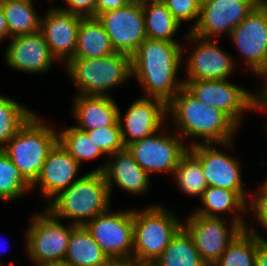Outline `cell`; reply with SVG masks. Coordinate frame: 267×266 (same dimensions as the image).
Listing matches in <instances>:
<instances>
[{
    "instance_id": "obj_1",
    "label": "cell",
    "mask_w": 267,
    "mask_h": 266,
    "mask_svg": "<svg viewBox=\"0 0 267 266\" xmlns=\"http://www.w3.org/2000/svg\"><path fill=\"white\" fill-rule=\"evenodd\" d=\"M179 45L146 38L131 56V75L137 76L149 95L146 97L168 104L183 87L184 81L175 80L182 57Z\"/></svg>"
},
{
    "instance_id": "obj_2",
    "label": "cell",
    "mask_w": 267,
    "mask_h": 266,
    "mask_svg": "<svg viewBox=\"0 0 267 266\" xmlns=\"http://www.w3.org/2000/svg\"><path fill=\"white\" fill-rule=\"evenodd\" d=\"M167 110H171L180 136L201 137L203 143L231 145L237 124L220 109L204 105L184 87L167 104Z\"/></svg>"
},
{
    "instance_id": "obj_3",
    "label": "cell",
    "mask_w": 267,
    "mask_h": 266,
    "mask_svg": "<svg viewBox=\"0 0 267 266\" xmlns=\"http://www.w3.org/2000/svg\"><path fill=\"white\" fill-rule=\"evenodd\" d=\"M109 197L104 173L91 171L54 197L47 210L58 220L74 218V225L82 226L86 224V218L91 221L100 213L109 210Z\"/></svg>"
},
{
    "instance_id": "obj_4",
    "label": "cell",
    "mask_w": 267,
    "mask_h": 266,
    "mask_svg": "<svg viewBox=\"0 0 267 266\" xmlns=\"http://www.w3.org/2000/svg\"><path fill=\"white\" fill-rule=\"evenodd\" d=\"M58 142L59 133L45 126L33 114L2 150L32 186L39 177L44 161Z\"/></svg>"
},
{
    "instance_id": "obj_5",
    "label": "cell",
    "mask_w": 267,
    "mask_h": 266,
    "mask_svg": "<svg viewBox=\"0 0 267 266\" xmlns=\"http://www.w3.org/2000/svg\"><path fill=\"white\" fill-rule=\"evenodd\" d=\"M182 224L159 206L142 212L133 210V258L142 266H151L170 243Z\"/></svg>"
},
{
    "instance_id": "obj_6",
    "label": "cell",
    "mask_w": 267,
    "mask_h": 266,
    "mask_svg": "<svg viewBox=\"0 0 267 266\" xmlns=\"http://www.w3.org/2000/svg\"><path fill=\"white\" fill-rule=\"evenodd\" d=\"M68 74L79 87V95L104 96L106 91L131 75V57L116 52L99 58H72Z\"/></svg>"
},
{
    "instance_id": "obj_7",
    "label": "cell",
    "mask_w": 267,
    "mask_h": 266,
    "mask_svg": "<svg viewBox=\"0 0 267 266\" xmlns=\"http://www.w3.org/2000/svg\"><path fill=\"white\" fill-rule=\"evenodd\" d=\"M243 221L241 216L235 215L229 231L220 217L192 214L182 227L191 236L203 261L213 266L236 236L247 228Z\"/></svg>"
},
{
    "instance_id": "obj_8",
    "label": "cell",
    "mask_w": 267,
    "mask_h": 266,
    "mask_svg": "<svg viewBox=\"0 0 267 266\" xmlns=\"http://www.w3.org/2000/svg\"><path fill=\"white\" fill-rule=\"evenodd\" d=\"M32 225L26 232L27 251L38 265L63 261L71 235L70 227L62 225L47 209L31 219Z\"/></svg>"
},
{
    "instance_id": "obj_9",
    "label": "cell",
    "mask_w": 267,
    "mask_h": 266,
    "mask_svg": "<svg viewBox=\"0 0 267 266\" xmlns=\"http://www.w3.org/2000/svg\"><path fill=\"white\" fill-rule=\"evenodd\" d=\"M183 87L204 105L226 113L236 124L240 122L241 111L257 109L262 96V93L253 96L227 80H185Z\"/></svg>"
},
{
    "instance_id": "obj_10",
    "label": "cell",
    "mask_w": 267,
    "mask_h": 266,
    "mask_svg": "<svg viewBox=\"0 0 267 266\" xmlns=\"http://www.w3.org/2000/svg\"><path fill=\"white\" fill-rule=\"evenodd\" d=\"M230 36L247 66L257 75L267 77V3L260 2Z\"/></svg>"
},
{
    "instance_id": "obj_11",
    "label": "cell",
    "mask_w": 267,
    "mask_h": 266,
    "mask_svg": "<svg viewBox=\"0 0 267 266\" xmlns=\"http://www.w3.org/2000/svg\"><path fill=\"white\" fill-rule=\"evenodd\" d=\"M97 20L105 29L115 52L132 56L147 38L142 5H129L104 12Z\"/></svg>"
},
{
    "instance_id": "obj_12",
    "label": "cell",
    "mask_w": 267,
    "mask_h": 266,
    "mask_svg": "<svg viewBox=\"0 0 267 266\" xmlns=\"http://www.w3.org/2000/svg\"><path fill=\"white\" fill-rule=\"evenodd\" d=\"M84 226L108 258L131 257L133 249V211L100 213Z\"/></svg>"
},
{
    "instance_id": "obj_13",
    "label": "cell",
    "mask_w": 267,
    "mask_h": 266,
    "mask_svg": "<svg viewBox=\"0 0 267 266\" xmlns=\"http://www.w3.org/2000/svg\"><path fill=\"white\" fill-rule=\"evenodd\" d=\"M260 2V0H206L201 3L198 22L190 32L205 39H211L212 36L227 31L230 34Z\"/></svg>"
},
{
    "instance_id": "obj_14",
    "label": "cell",
    "mask_w": 267,
    "mask_h": 266,
    "mask_svg": "<svg viewBox=\"0 0 267 266\" xmlns=\"http://www.w3.org/2000/svg\"><path fill=\"white\" fill-rule=\"evenodd\" d=\"M180 137L155 135L145 137L127 146L134 161L148 174L153 171L174 172L181 157L189 150Z\"/></svg>"
},
{
    "instance_id": "obj_15",
    "label": "cell",
    "mask_w": 267,
    "mask_h": 266,
    "mask_svg": "<svg viewBox=\"0 0 267 266\" xmlns=\"http://www.w3.org/2000/svg\"><path fill=\"white\" fill-rule=\"evenodd\" d=\"M191 145L189 150L200 160L207 185L235 191L246 202L239 163L214 149L212 143L194 142Z\"/></svg>"
},
{
    "instance_id": "obj_16",
    "label": "cell",
    "mask_w": 267,
    "mask_h": 266,
    "mask_svg": "<svg viewBox=\"0 0 267 266\" xmlns=\"http://www.w3.org/2000/svg\"><path fill=\"white\" fill-rule=\"evenodd\" d=\"M153 100L150 97H142L132 103L124 116V126L118 111V122L125 147L158 132L163 125L168 112L167 104L157 98Z\"/></svg>"
},
{
    "instance_id": "obj_17",
    "label": "cell",
    "mask_w": 267,
    "mask_h": 266,
    "mask_svg": "<svg viewBox=\"0 0 267 266\" xmlns=\"http://www.w3.org/2000/svg\"><path fill=\"white\" fill-rule=\"evenodd\" d=\"M81 18L58 8L49 10L45 19L41 20L40 32L54 58H64L68 63L74 57Z\"/></svg>"
},
{
    "instance_id": "obj_18",
    "label": "cell",
    "mask_w": 267,
    "mask_h": 266,
    "mask_svg": "<svg viewBox=\"0 0 267 266\" xmlns=\"http://www.w3.org/2000/svg\"><path fill=\"white\" fill-rule=\"evenodd\" d=\"M187 40H201L187 62V80H226L234 68V62L210 39L189 32Z\"/></svg>"
},
{
    "instance_id": "obj_19",
    "label": "cell",
    "mask_w": 267,
    "mask_h": 266,
    "mask_svg": "<svg viewBox=\"0 0 267 266\" xmlns=\"http://www.w3.org/2000/svg\"><path fill=\"white\" fill-rule=\"evenodd\" d=\"M5 54L9 66L30 73L46 72L55 59L40 31L12 37Z\"/></svg>"
},
{
    "instance_id": "obj_20",
    "label": "cell",
    "mask_w": 267,
    "mask_h": 266,
    "mask_svg": "<svg viewBox=\"0 0 267 266\" xmlns=\"http://www.w3.org/2000/svg\"><path fill=\"white\" fill-rule=\"evenodd\" d=\"M79 167L80 164L58 142L44 161L39 177L32 187L38 183L45 198L56 197L76 181L74 178Z\"/></svg>"
},
{
    "instance_id": "obj_21",
    "label": "cell",
    "mask_w": 267,
    "mask_h": 266,
    "mask_svg": "<svg viewBox=\"0 0 267 266\" xmlns=\"http://www.w3.org/2000/svg\"><path fill=\"white\" fill-rule=\"evenodd\" d=\"M110 156L116 160H110L105 166L93 170L104 173L110 193L113 182L130 193L140 194L147 191L150 184L149 174L134 161L127 147Z\"/></svg>"
},
{
    "instance_id": "obj_22",
    "label": "cell",
    "mask_w": 267,
    "mask_h": 266,
    "mask_svg": "<svg viewBox=\"0 0 267 266\" xmlns=\"http://www.w3.org/2000/svg\"><path fill=\"white\" fill-rule=\"evenodd\" d=\"M74 114L80 130L113 126L118 121V107L110 96L77 95Z\"/></svg>"
},
{
    "instance_id": "obj_23",
    "label": "cell",
    "mask_w": 267,
    "mask_h": 266,
    "mask_svg": "<svg viewBox=\"0 0 267 266\" xmlns=\"http://www.w3.org/2000/svg\"><path fill=\"white\" fill-rule=\"evenodd\" d=\"M114 53L110 38L97 18H81L73 58H99Z\"/></svg>"
},
{
    "instance_id": "obj_24",
    "label": "cell",
    "mask_w": 267,
    "mask_h": 266,
    "mask_svg": "<svg viewBox=\"0 0 267 266\" xmlns=\"http://www.w3.org/2000/svg\"><path fill=\"white\" fill-rule=\"evenodd\" d=\"M108 259L84 225L71 230L64 261L73 266H101Z\"/></svg>"
},
{
    "instance_id": "obj_25",
    "label": "cell",
    "mask_w": 267,
    "mask_h": 266,
    "mask_svg": "<svg viewBox=\"0 0 267 266\" xmlns=\"http://www.w3.org/2000/svg\"><path fill=\"white\" fill-rule=\"evenodd\" d=\"M151 266H208L195 247L191 236L181 227Z\"/></svg>"
},
{
    "instance_id": "obj_26",
    "label": "cell",
    "mask_w": 267,
    "mask_h": 266,
    "mask_svg": "<svg viewBox=\"0 0 267 266\" xmlns=\"http://www.w3.org/2000/svg\"><path fill=\"white\" fill-rule=\"evenodd\" d=\"M0 2L7 21L9 36L15 37L40 31L41 19L34 11L32 0Z\"/></svg>"
},
{
    "instance_id": "obj_27",
    "label": "cell",
    "mask_w": 267,
    "mask_h": 266,
    "mask_svg": "<svg viewBox=\"0 0 267 266\" xmlns=\"http://www.w3.org/2000/svg\"><path fill=\"white\" fill-rule=\"evenodd\" d=\"M147 38L176 42L172 39L180 23L173 17L163 1L142 5Z\"/></svg>"
},
{
    "instance_id": "obj_28",
    "label": "cell",
    "mask_w": 267,
    "mask_h": 266,
    "mask_svg": "<svg viewBox=\"0 0 267 266\" xmlns=\"http://www.w3.org/2000/svg\"><path fill=\"white\" fill-rule=\"evenodd\" d=\"M257 241L258 235L243 229L213 266H255Z\"/></svg>"
},
{
    "instance_id": "obj_29",
    "label": "cell",
    "mask_w": 267,
    "mask_h": 266,
    "mask_svg": "<svg viewBox=\"0 0 267 266\" xmlns=\"http://www.w3.org/2000/svg\"><path fill=\"white\" fill-rule=\"evenodd\" d=\"M201 200L205 207L195 211L196 215L218 218L220 212H234V209L247 211V203L230 189L208 186L203 192Z\"/></svg>"
},
{
    "instance_id": "obj_30",
    "label": "cell",
    "mask_w": 267,
    "mask_h": 266,
    "mask_svg": "<svg viewBox=\"0 0 267 266\" xmlns=\"http://www.w3.org/2000/svg\"><path fill=\"white\" fill-rule=\"evenodd\" d=\"M174 174L180 190L189 195L202 196L208 185L203 174L200 160L188 150L177 164Z\"/></svg>"
},
{
    "instance_id": "obj_31",
    "label": "cell",
    "mask_w": 267,
    "mask_h": 266,
    "mask_svg": "<svg viewBox=\"0 0 267 266\" xmlns=\"http://www.w3.org/2000/svg\"><path fill=\"white\" fill-rule=\"evenodd\" d=\"M33 113L9 98L0 96V149L32 117Z\"/></svg>"
},
{
    "instance_id": "obj_32",
    "label": "cell",
    "mask_w": 267,
    "mask_h": 266,
    "mask_svg": "<svg viewBox=\"0 0 267 266\" xmlns=\"http://www.w3.org/2000/svg\"><path fill=\"white\" fill-rule=\"evenodd\" d=\"M59 142L79 164L84 159H92L104 154L85 131L75 126L63 130L59 134Z\"/></svg>"
},
{
    "instance_id": "obj_33",
    "label": "cell",
    "mask_w": 267,
    "mask_h": 266,
    "mask_svg": "<svg viewBox=\"0 0 267 266\" xmlns=\"http://www.w3.org/2000/svg\"><path fill=\"white\" fill-rule=\"evenodd\" d=\"M31 188L19 169L0 149V199L5 201L16 199L26 192L25 189Z\"/></svg>"
},
{
    "instance_id": "obj_34",
    "label": "cell",
    "mask_w": 267,
    "mask_h": 266,
    "mask_svg": "<svg viewBox=\"0 0 267 266\" xmlns=\"http://www.w3.org/2000/svg\"><path fill=\"white\" fill-rule=\"evenodd\" d=\"M83 131L88 134L89 138H92L95 145L104 154L112 155L125 148L118 121L113 126Z\"/></svg>"
},
{
    "instance_id": "obj_35",
    "label": "cell",
    "mask_w": 267,
    "mask_h": 266,
    "mask_svg": "<svg viewBox=\"0 0 267 266\" xmlns=\"http://www.w3.org/2000/svg\"><path fill=\"white\" fill-rule=\"evenodd\" d=\"M163 2L179 23L197 19L192 29L196 26L201 7V3L198 0H164Z\"/></svg>"
},
{
    "instance_id": "obj_36",
    "label": "cell",
    "mask_w": 267,
    "mask_h": 266,
    "mask_svg": "<svg viewBox=\"0 0 267 266\" xmlns=\"http://www.w3.org/2000/svg\"><path fill=\"white\" fill-rule=\"evenodd\" d=\"M252 209L258 221L267 230V185L260 187L259 194L252 200Z\"/></svg>"
},
{
    "instance_id": "obj_37",
    "label": "cell",
    "mask_w": 267,
    "mask_h": 266,
    "mask_svg": "<svg viewBox=\"0 0 267 266\" xmlns=\"http://www.w3.org/2000/svg\"><path fill=\"white\" fill-rule=\"evenodd\" d=\"M69 7H65L64 11L72 14L86 17H95L96 0H65ZM67 8V9H66Z\"/></svg>"
},
{
    "instance_id": "obj_38",
    "label": "cell",
    "mask_w": 267,
    "mask_h": 266,
    "mask_svg": "<svg viewBox=\"0 0 267 266\" xmlns=\"http://www.w3.org/2000/svg\"><path fill=\"white\" fill-rule=\"evenodd\" d=\"M132 3V0H96L95 18L107 11L116 10Z\"/></svg>"
},
{
    "instance_id": "obj_39",
    "label": "cell",
    "mask_w": 267,
    "mask_h": 266,
    "mask_svg": "<svg viewBox=\"0 0 267 266\" xmlns=\"http://www.w3.org/2000/svg\"><path fill=\"white\" fill-rule=\"evenodd\" d=\"M250 232L258 235L255 266H267V240L262 238V236H260L259 234H257L255 232V228L254 230L252 228Z\"/></svg>"
},
{
    "instance_id": "obj_40",
    "label": "cell",
    "mask_w": 267,
    "mask_h": 266,
    "mask_svg": "<svg viewBox=\"0 0 267 266\" xmlns=\"http://www.w3.org/2000/svg\"><path fill=\"white\" fill-rule=\"evenodd\" d=\"M101 266H142V265L131 256L125 258H109Z\"/></svg>"
},
{
    "instance_id": "obj_41",
    "label": "cell",
    "mask_w": 267,
    "mask_h": 266,
    "mask_svg": "<svg viewBox=\"0 0 267 266\" xmlns=\"http://www.w3.org/2000/svg\"><path fill=\"white\" fill-rule=\"evenodd\" d=\"M9 36L7 21L0 2V41Z\"/></svg>"
},
{
    "instance_id": "obj_42",
    "label": "cell",
    "mask_w": 267,
    "mask_h": 266,
    "mask_svg": "<svg viewBox=\"0 0 267 266\" xmlns=\"http://www.w3.org/2000/svg\"><path fill=\"white\" fill-rule=\"evenodd\" d=\"M38 266H73L71 265L69 262L66 261H56V262H52V263H46V264H42V265H38Z\"/></svg>"
},
{
    "instance_id": "obj_43",
    "label": "cell",
    "mask_w": 267,
    "mask_h": 266,
    "mask_svg": "<svg viewBox=\"0 0 267 266\" xmlns=\"http://www.w3.org/2000/svg\"><path fill=\"white\" fill-rule=\"evenodd\" d=\"M266 109L267 111V99L262 95L261 98L259 99L258 105H257V110L258 109Z\"/></svg>"
},
{
    "instance_id": "obj_44",
    "label": "cell",
    "mask_w": 267,
    "mask_h": 266,
    "mask_svg": "<svg viewBox=\"0 0 267 266\" xmlns=\"http://www.w3.org/2000/svg\"><path fill=\"white\" fill-rule=\"evenodd\" d=\"M160 1H164V0H132V2L143 5L149 2H160Z\"/></svg>"
},
{
    "instance_id": "obj_45",
    "label": "cell",
    "mask_w": 267,
    "mask_h": 266,
    "mask_svg": "<svg viewBox=\"0 0 267 266\" xmlns=\"http://www.w3.org/2000/svg\"><path fill=\"white\" fill-rule=\"evenodd\" d=\"M262 95L267 99V83L266 86L263 88Z\"/></svg>"
},
{
    "instance_id": "obj_46",
    "label": "cell",
    "mask_w": 267,
    "mask_h": 266,
    "mask_svg": "<svg viewBox=\"0 0 267 266\" xmlns=\"http://www.w3.org/2000/svg\"><path fill=\"white\" fill-rule=\"evenodd\" d=\"M200 3H203V2H205L206 0H198Z\"/></svg>"
}]
</instances>
